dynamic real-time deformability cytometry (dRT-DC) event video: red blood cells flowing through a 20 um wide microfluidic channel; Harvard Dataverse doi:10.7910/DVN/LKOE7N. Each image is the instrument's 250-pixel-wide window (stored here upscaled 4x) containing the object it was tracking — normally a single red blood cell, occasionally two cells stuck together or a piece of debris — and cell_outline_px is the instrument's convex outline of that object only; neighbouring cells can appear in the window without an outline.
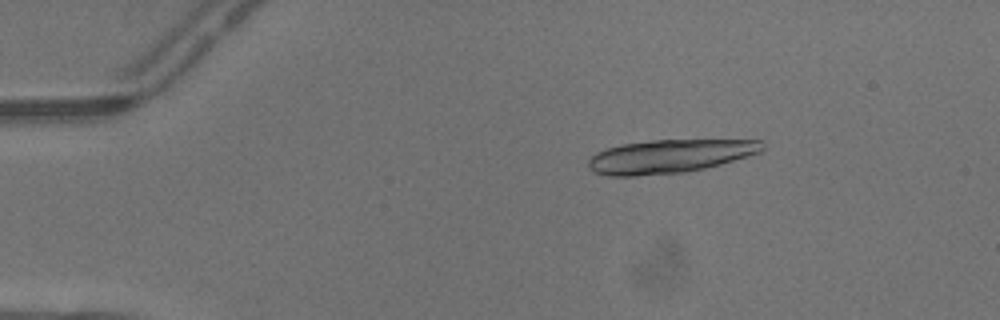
{"species": "common noctule bat (a hibernating species)", "species_latin": "Nyctalus noctula", "temperature_condition": "warm", "stored_images_in_passage": 2, "camera_frame_rate_fps": 3000, "um_per_image_px": 0.085, "animal": {"sex": "male", "body_mass_g": 13.3}, "frame": {"image": 1, "passage_image": 2, "time_ms": 0.333, "image_size_px": [1000, 320], "cell_outline_px": [[764, 148], [760, 152], [748, 156], [720, 164], [704, 168], [684, 172], [636, 176], [608, 176], [596, 172], [588, 168], [588, 160], [596, 152], [608, 148], [624, 144], [652, 140], [764, 140]], "centroid_in_image_um": [56.92, 13.28], "position_along_channel_um": 28.1, "area_um2": 33.76}}